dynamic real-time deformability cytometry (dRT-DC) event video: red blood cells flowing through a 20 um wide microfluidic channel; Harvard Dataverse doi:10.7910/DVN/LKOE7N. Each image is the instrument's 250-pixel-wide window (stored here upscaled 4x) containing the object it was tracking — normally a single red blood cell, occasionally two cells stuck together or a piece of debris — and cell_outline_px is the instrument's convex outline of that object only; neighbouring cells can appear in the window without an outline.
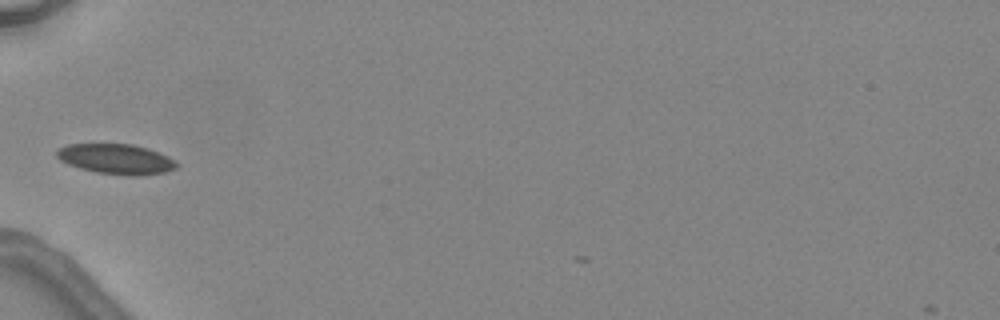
{"species": "common noctule bat (a hibernating species)", "species_latin": "Nyctalus noctula", "temperature_condition": "warm", "stored_images_in_passage": 2, "camera_frame_rate_fps": 3000, "um_per_image_px": 0.085, "animal": {"sex": "female", "body_mass_g": 24.6, "forearm_length_mm": 56.2}, "frame": {"image": 1, "passage_image": 1, "time_ms": 0.0, "image_size_px": [1000, 320], "cell_outline_px": [[180, 164], [176, 168], [164, 172], [136, 176], [132, 176], [96, 172], [80, 168], [68, 164], [60, 160], [56, 156], [56, 152], [60, 148], [68, 144], [132, 144], [148, 148], [168, 156], [176, 160]], "centroid_in_image_um": [9.9, 13.52], "position_along_channel_um": 75.1, "area_um2": 21.04}}